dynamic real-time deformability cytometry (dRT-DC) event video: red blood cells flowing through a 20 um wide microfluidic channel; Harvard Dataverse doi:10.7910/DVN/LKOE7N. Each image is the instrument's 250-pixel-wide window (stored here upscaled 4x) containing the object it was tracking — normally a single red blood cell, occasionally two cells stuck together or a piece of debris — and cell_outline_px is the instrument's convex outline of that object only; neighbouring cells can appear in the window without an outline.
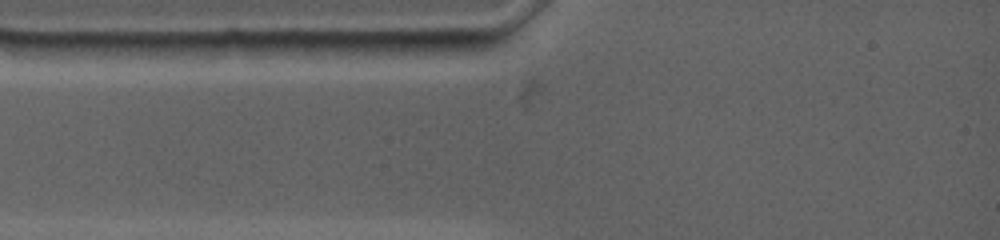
{"species": "common noctule bat (a hibernating species)", "species_latin": "Nyctalus noctula", "temperature_condition": "warm", "stored_images_in_passage": 2, "camera_frame_rate_fps": 4500, "um_per_image_px": 0.085, "animal": {"sex": "female", "body_mass_g": 19.0, "forearm_length_mm": 53.3}, "frame": {"image": 1, "passage_image": 2, "time_ms": 0.222, "image_size_px": [1000, 240], "cell_outline_px": [[500, 40], [496, 44], [488, 48], [452, 56], [420, 60], [376, 56], [356, 44], [356, 40]], "centroid_in_image_um": [35.97, 4.08], "position_along_channel_um": 49.0, "area_um2": 14.85}}